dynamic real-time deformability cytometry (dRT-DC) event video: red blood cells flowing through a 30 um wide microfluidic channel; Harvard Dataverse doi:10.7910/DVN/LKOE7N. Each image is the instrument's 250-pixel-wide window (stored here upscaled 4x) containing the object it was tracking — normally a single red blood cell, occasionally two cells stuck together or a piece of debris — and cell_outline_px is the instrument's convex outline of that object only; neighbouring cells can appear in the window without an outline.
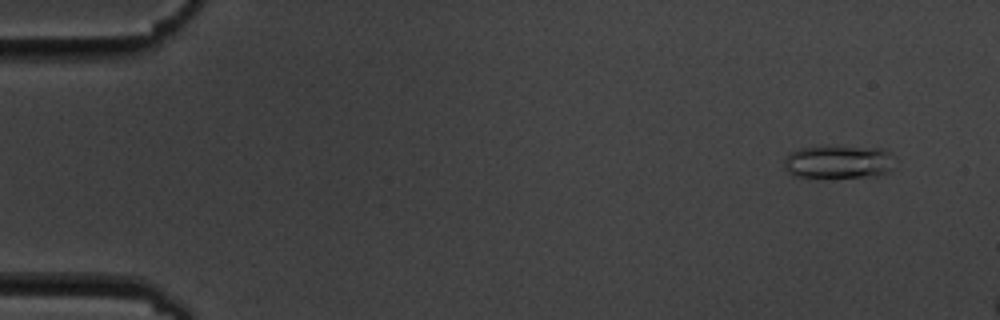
{"species": "common noctule bat (a hibernating species)", "species_latin": "Nyctalus noctula", "temperature_condition": "cold", "stored_images_in_passage": 5, "camera_frame_rate_fps": 3000, "um_per_image_px": 0.085, "animal": {"sex": "male", "body_mass_g": 19.5, "forearm_length_mm": 54.6}, "frame": {"image": 1, "passage_image": 2, "time_ms": 1.333, "image_size_px": [1000, 320], "cell_outline_px": [[892, 168], [888, 172], [880, 176], [792, 176], [784, 168], [784, 160], [792, 152], [800, 148], [880, 148], [888, 152]], "centroid_in_image_um": [71.24, 13.79], "position_along_channel_um": 13.8, "area_um2": 20.29}}